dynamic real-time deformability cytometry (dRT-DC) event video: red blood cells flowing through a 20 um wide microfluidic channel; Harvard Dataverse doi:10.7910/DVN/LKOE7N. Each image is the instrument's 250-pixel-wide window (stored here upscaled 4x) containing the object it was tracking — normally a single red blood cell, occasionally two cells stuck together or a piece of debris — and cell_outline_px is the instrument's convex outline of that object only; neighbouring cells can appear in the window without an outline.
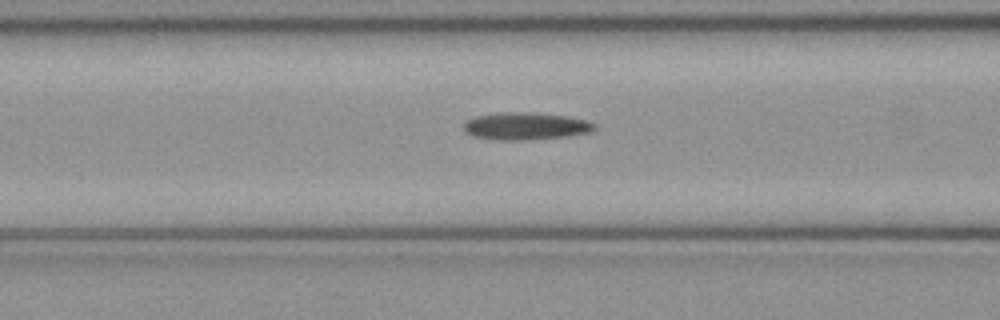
{"species": "common noctule bat (a hibernating species)", "species_latin": "Nyctalus noctula", "temperature_condition": "cold", "stored_images_in_passage": 50, "camera_frame_rate_fps": 3000, "um_per_image_px": 0.085, "animal": {"sex": "female", "body_mass_g": 21.9}, "frame": {"image": 1, "passage_image": 20, "time_ms": 6.333, "image_size_px": [1000, 320], "cell_outline_px": [[596, 128], [592, 132], [568, 136], [524, 140], [500, 140], [472, 136], [464, 132], [464, 124], [468, 120], [476, 116], [500, 112], [532, 112], [568, 116], [588, 120], [596, 124]], "centroid_in_image_um": [44.72, 10.71], "position_along_channel_um": 121.9, "area_um2": 21.04}}
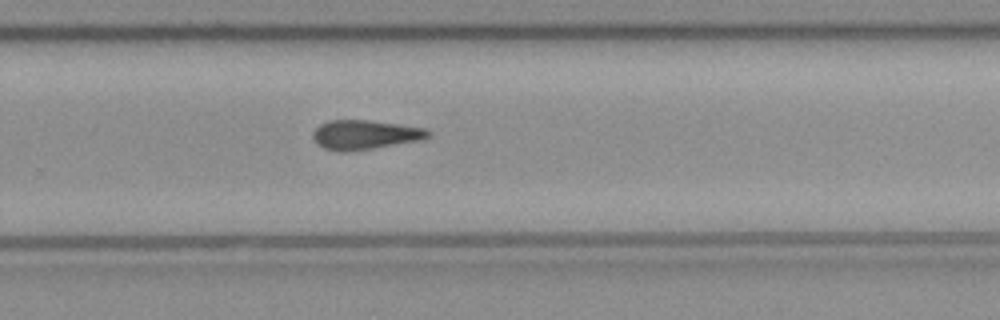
{"frame": {"image": 2, "passage_image": 33, "time_ms": 10.667, "image_size_px": [1000, 320], "cell_outline_px": [[432, 136], [424, 140], [348, 152], [340, 152], [324, 148], [316, 144], [312, 136], [312, 132], [320, 124], [328, 120], [368, 120], [428, 128], [432, 132]], "centroid_in_image_um": [31.06, 11.46], "position_along_channel_um": 298.7, "area_um2": 20.11}}
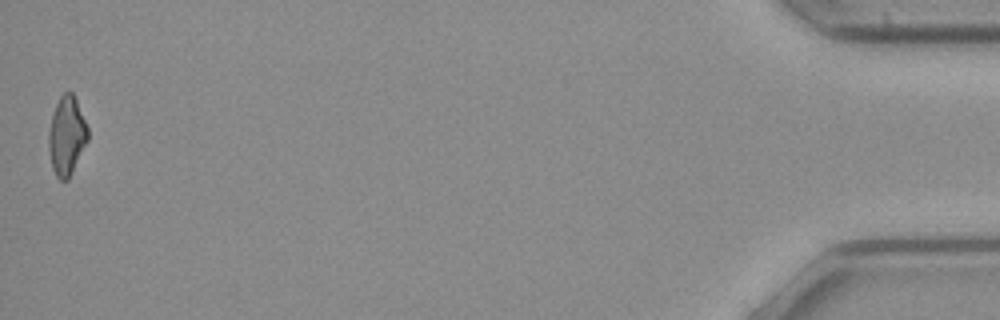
{"frame": {"image": 3, "passage_image": 50, "time_ms": 16.333, "image_size_px": [1000, 320], "cell_outline_px": [[88, 140], [68, 180], [60, 180], [56, 176], [52, 168], [48, 148], [48, 132], [52, 116], [56, 104], [60, 96], [64, 92], [72, 92], [76, 100], [88, 128]], "centroid_in_image_um": [5.66, 11.56], "position_along_channel_um": 429.5, "area_um2": 17.86}}